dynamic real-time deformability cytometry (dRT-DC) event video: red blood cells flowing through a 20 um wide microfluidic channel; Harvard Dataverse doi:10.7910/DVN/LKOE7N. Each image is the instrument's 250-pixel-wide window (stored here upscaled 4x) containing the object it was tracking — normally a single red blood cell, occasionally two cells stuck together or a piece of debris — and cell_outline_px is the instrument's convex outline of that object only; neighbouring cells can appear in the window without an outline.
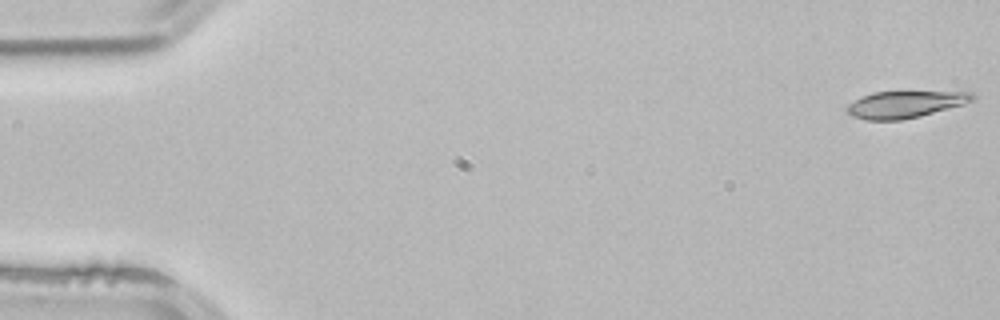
{"species": "common noctule bat (a hibernating species)", "species_latin": "Nyctalus noctula", "temperature_condition": "room temperature", "stored_images_in_passage": 52, "camera_frame_rate_fps": 3000, "um_per_image_px": 0.085, "animal": {"sex": "male", "body_mass_g": 21.5, "forearm_length_mm": 52.0}, "frame": {"image": 1, "passage_image": 1, "time_ms": 0.0, "image_size_px": [1000, 320], "cell_outline_px": [[976, 96], [972, 100], [964, 104], [920, 116], [900, 120], [864, 120], [852, 116], [848, 112], [848, 104], [872, 92], [972, 92]], "centroid_in_image_um": [76.94, 8.88], "position_along_channel_um": 8.1, "area_um2": 19.31}}
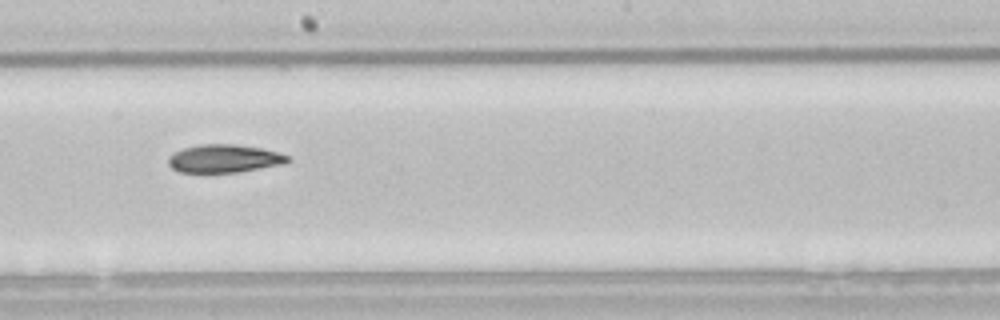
{"frame": {"image": 2, "passage_image": 29, "time_ms": 9.333, "image_size_px": [1000, 320], "cell_outline_px": [[292, 160], [284, 164], [236, 172], [180, 172], [172, 168], [168, 164], [168, 160], [176, 152], [184, 148], [200, 144], [236, 144], [260, 148], [276, 152], [288, 156]], "centroid_in_image_um": [19.08, 13.48], "position_along_channel_um": 229.1, "area_um2": 19.25}}
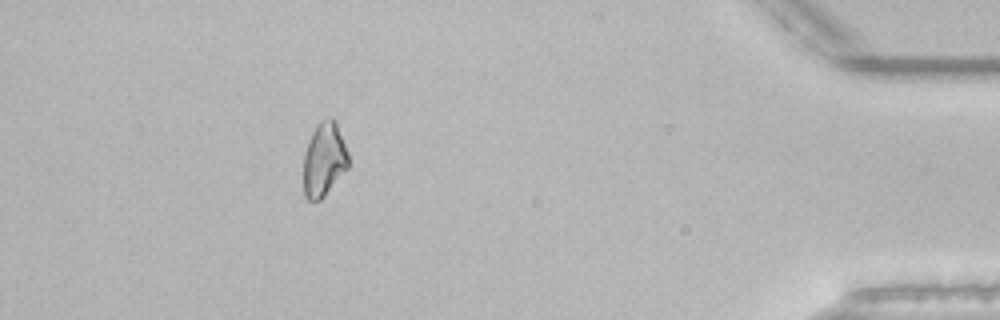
{"frame": {"image": 3, "passage_image": 47, "time_ms": 15.333, "image_size_px": [1000, 320], "cell_outline_px": [[348, 168], [324, 196], [320, 200], [308, 200], [304, 196], [304, 156], [308, 140], [316, 124], [320, 120], [328, 116], [332, 116], [336, 120], [348, 152]], "centroid_in_image_um": [27.55, 13.51], "position_along_channel_um": 407.6, "area_um2": 19.54}, "authors_computed_cell_mechanics": {"area_um2": 19.8543, "velocity_mm_per_s": 3.8904, "shape_relaxation_time_tau1_ms": 6.6262, "shape_relaxation_time_tau2_ms": 10.3291, "deformation_change_tau1": 0.1543, "deformation_change_tau2": 0.1889}}